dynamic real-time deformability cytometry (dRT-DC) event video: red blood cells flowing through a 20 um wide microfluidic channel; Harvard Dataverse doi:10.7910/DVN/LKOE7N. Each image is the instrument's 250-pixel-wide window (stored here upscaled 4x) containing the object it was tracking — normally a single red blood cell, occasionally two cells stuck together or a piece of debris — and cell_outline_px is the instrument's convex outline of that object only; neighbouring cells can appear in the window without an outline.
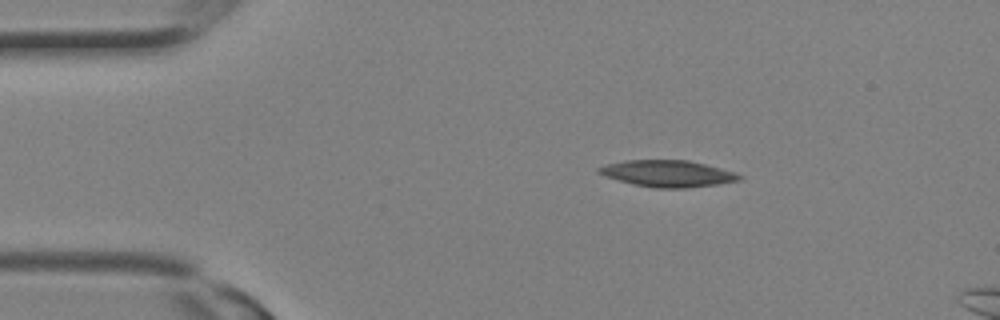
{"species": "Egyptian fruit bat (a non-hibernating species)", "species_latin": "Rousettus aegyptiacus", "temperature_condition": "room temperature", "stored_images_in_passage": 5, "camera_frame_rate_fps": 3000, "um_per_image_px": 0.085, "animal": {"sex": "female"}, "frame": {"image": 1, "passage_image": 1, "time_ms": 0.0, "image_size_px": [1000, 320], "cell_outline_px": [[744, 176], [740, 180], [716, 184], [688, 188], [656, 188], [636, 184], [620, 180], [596, 172], [596, 168], [608, 164], [624, 160], [688, 160], [736, 172]], "centroid_in_image_um": [56.79, 14.74], "position_along_channel_um": 28.2, "area_um2": 21.5}}